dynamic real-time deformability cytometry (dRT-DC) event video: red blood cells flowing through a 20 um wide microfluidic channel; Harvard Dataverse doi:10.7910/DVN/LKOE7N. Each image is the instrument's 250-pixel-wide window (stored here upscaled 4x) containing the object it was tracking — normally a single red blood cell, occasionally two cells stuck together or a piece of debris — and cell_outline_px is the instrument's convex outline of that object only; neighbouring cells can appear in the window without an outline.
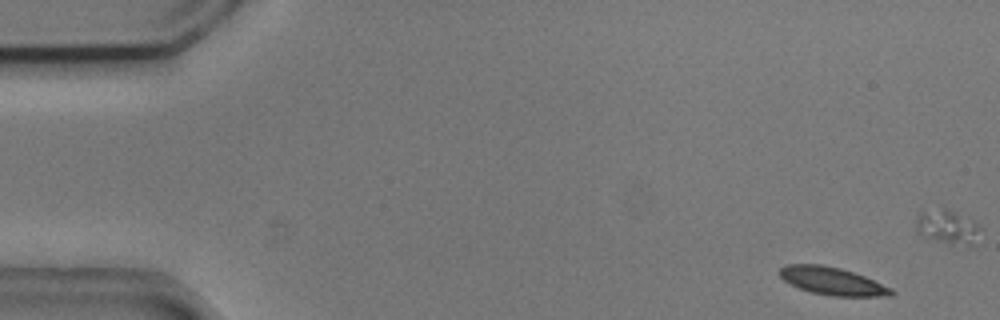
{"species": "common noctule bat (a hibernating species)", "species_latin": "Nyctalus noctula", "temperature_condition": "cold", "stored_images_in_passage": 4, "camera_frame_rate_fps": 3000, "um_per_image_px": 0.085, "animal": {"sex": "male", "body_mass_g": 20.5, "forearm_length_mm": 52.5}, "frame": {"image": 1, "passage_image": 1, "time_ms": 0.0, "image_size_px": [1000, 320], "cell_outline_px": [[896, 292], [892, 296], [832, 296], [812, 292], [800, 288], [784, 280], [776, 272], [780, 268], [788, 264], [820, 264], [840, 268], [864, 276], [892, 288]], "centroid_in_image_um": [70.75, 23.89], "position_along_channel_um": 14.2, "area_um2": 17.98}}